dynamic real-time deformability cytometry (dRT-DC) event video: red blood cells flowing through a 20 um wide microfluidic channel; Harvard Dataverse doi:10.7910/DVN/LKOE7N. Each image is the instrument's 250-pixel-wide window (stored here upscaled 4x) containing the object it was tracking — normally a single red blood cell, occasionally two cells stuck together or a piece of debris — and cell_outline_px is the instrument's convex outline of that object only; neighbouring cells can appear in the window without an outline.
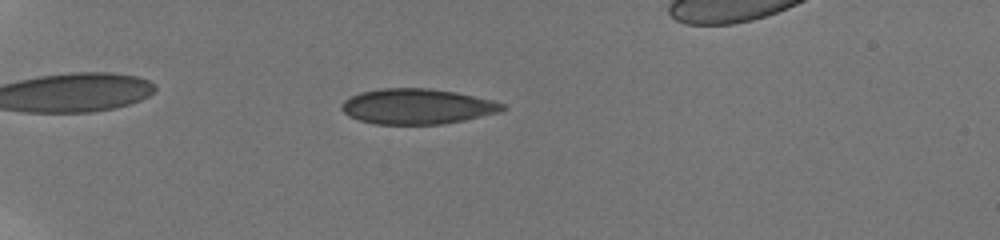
{"species": "human", "species_latin": "Homo sapiens", "temperature_condition": "room temperature", "stored_images_in_passage": 49, "camera_frame_rate_fps": 3000, "um_per_image_px": 0.085, "donor": {"sex": "male"}, "frame": {"image": 1, "passage_image": 17, "time_ms": 6.333, "image_size_px": [1000, 240], "cell_outline_px": [[508, 108], [500, 112], [464, 120], [440, 124], [376, 124], [360, 120], [348, 116], [340, 108], [340, 104], [344, 100], [360, 92], [380, 88], [428, 88], [456, 92], [492, 100], [504, 104]], "centroid_in_image_um": [35.45, 9.04], "position_along_channel_um": 49.6, "area_um2": 33.18}}
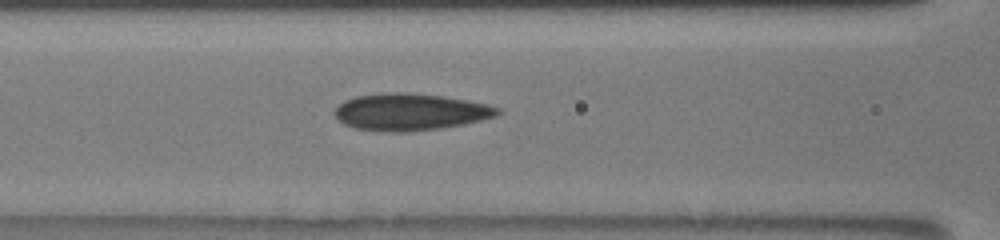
{"frame": {"image": 2, "passage_image": 27, "time_ms": 9.667, "image_size_px": [1000, 240], "cell_outline_px": [[500, 116], [464, 124], [440, 128], [404, 132], [388, 132], [356, 128], [344, 124], [336, 116], [336, 108], [344, 100], [356, 96], [384, 92], [400, 92], [440, 96], [488, 104], [500, 108]], "centroid_in_image_um": [34.9, 9.52], "position_along_channel_um": 131.7, "area_um2": 34.85}}
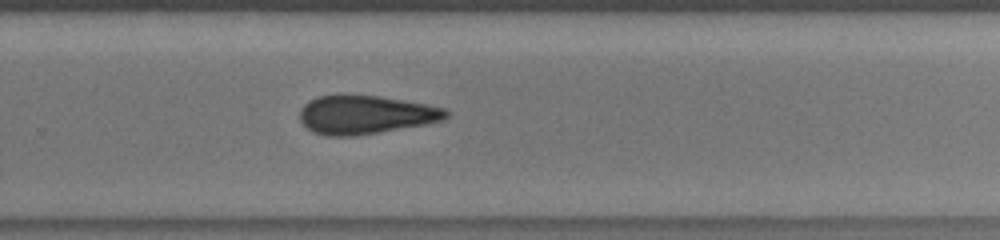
{"frame": {"image": 3, "passage_image": 45, "time_ms": 14.0, "image_size_px": [1000, 240], "cell_outline_px": [[452, 112], [444, 120], [424, 124], [380, 132], [352, 136], [328, 136], [312, 132], [300, 120], [300, 108], [308, 100], [320, 96], [344, 92], [380, 96], [448, 108]], "centroid_in_image_um": [31.06, 9.71], "position_along_channel_um": 298.7, "area_um2": 33.58}}